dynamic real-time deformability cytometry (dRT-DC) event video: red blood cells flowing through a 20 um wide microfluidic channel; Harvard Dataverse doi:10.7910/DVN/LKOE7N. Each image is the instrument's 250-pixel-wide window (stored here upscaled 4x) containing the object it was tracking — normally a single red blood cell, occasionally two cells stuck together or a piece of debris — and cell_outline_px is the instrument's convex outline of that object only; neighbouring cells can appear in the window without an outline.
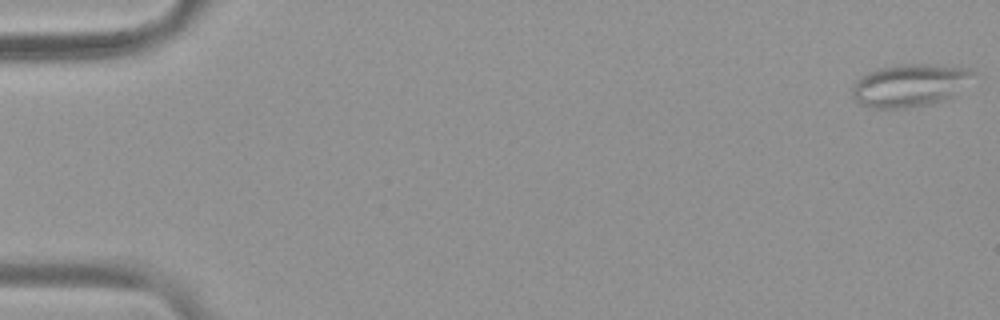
{"species": "common noctule bat (a hibernating species)", "species_latin": "Nyctalus noctula", "temperature_condition": "warm", "stored_images_in_passage": 54, "camera_frame_rate_fps": 3000, "um_per_image_px": 0.085, "animal": {"sex": "female", "body_mass_g": 19.9}, "frame": {"image": 1, "passage_image": 1, "time_ms": 0.0, "image_size_px": [1000, 320], "cell_outline_px": [[976, 72], [952, 100], [904, 108], [872, 108], [860, 104], [852, 96], [852, 84], [856, 80], [868, 72], [880, 68], [896, 64], [928, 64], [968, 68]], "centroid_in_image_um": [77.34, 7.26], "position_along_channel_um": 7.7, "area_um2": 30.35}}
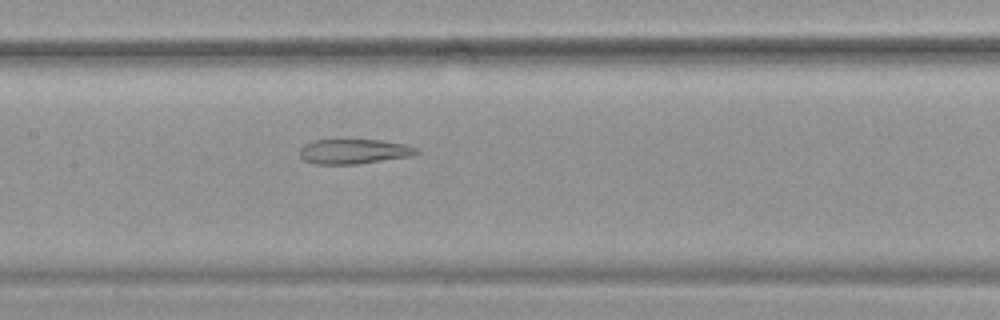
{"frame": {"image": 2, "passage_image": 27, "time_ms": 8.667, "image_size_px": [1000, 320], "cell_outline_px": [[420, 152], [412, 156], [356, 164], [312, 164], [304, 160], [300, 156], [300, 148], [304, 144], [312, 140], [380, 140], [404, 144], [416, 148]], "centroid_in_image_um": [30.05, 12.88], "position_along_channel_um": 177.4, "area_um2": 16.88}}
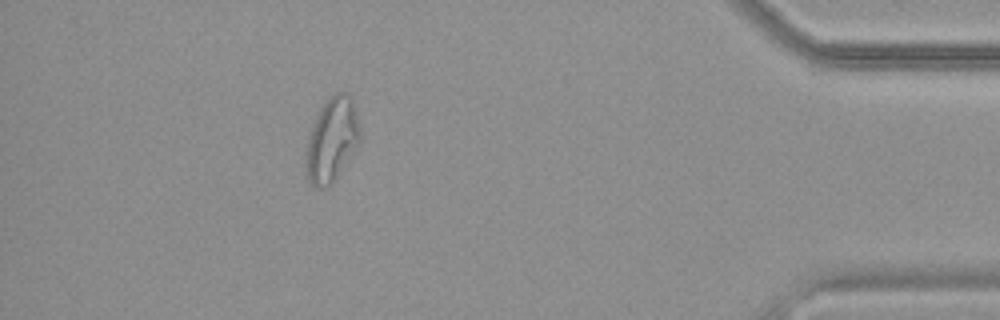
{"frame": {"image": 3, "passage_image": 49, "time_ms": 16.0, "image_size_px": [1000, 320], "cell_outline_px": [[360, 144], [336, 180], [320, 188], [316, 188], [308, 180], [304, 160], [308, 140], [312, 124], [320, 108], [336, 92], [348, 92], [352, 100], [360, 128]], "centroid_in_image_um": [28.22, 11.91], "position_along_channel_um": 407.0, "area_um2": 26.59}, "authors_computed_cell_mechanics": {"area_um2": 24.854, "velocity_mm_per_s": 3.7617, "shape_relaxation_time_tau1_ms": null, "shape_relaxation_time_tau2_ms": 3.009, "deformation_change_tau1": null, "deformation_change_tau2": 0.1284}}